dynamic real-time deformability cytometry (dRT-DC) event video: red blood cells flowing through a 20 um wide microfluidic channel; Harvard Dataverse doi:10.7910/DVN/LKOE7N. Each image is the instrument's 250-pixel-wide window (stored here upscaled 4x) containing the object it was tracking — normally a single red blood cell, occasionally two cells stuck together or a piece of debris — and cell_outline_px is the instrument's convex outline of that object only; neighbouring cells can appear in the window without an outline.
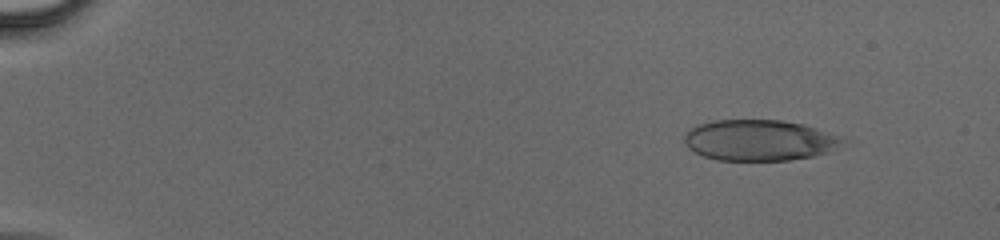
{"species": "human", "species_latin": "Homo sapiens", "temperature_condition": "cold", "stored_images_in_passage": 42, "camera_frame_rate_fps": 3000, "um_per_image_px": 0.085, "donor": {"sex": "male"}, "frame": {"image": 1, "passage_image": 1, "time_ms": 0.0, "image_size_px": [1000, 240], "cell_outline_px": [[848, 140], [824, 152], [812, 156], [788, 160], [716, 160], [704, 156], [688, 148], [684, 140], [684, 136], [696, 124], [712, 120], [780, 120], [804, 124], [848, 136]], "centroid_in_image_um": [64.58, 11.9], "position_along_channel_um": 20.4, "area_um2": 37.92}}
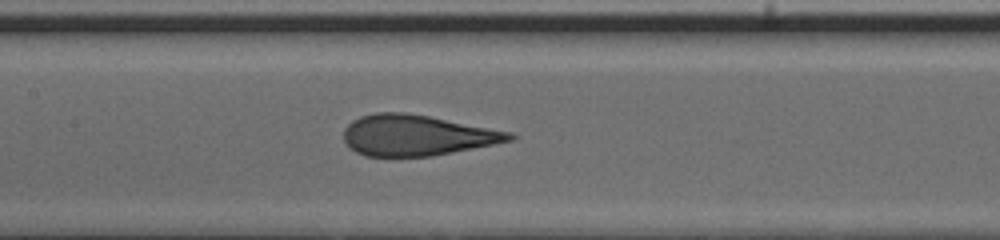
{"frame": {"image": 2, "passage_image": 20, "time_ms": 6.333, "image_size_px": [1000, 240], "cell_outline_px": [[516, 136], [512, 140], [432, 156], [364, 156], [348, 148], [344, 140], [344, 128], [352, 120], [360, 116], [376, 112], [404, 112], [428, 116], [512, 132]], "centroid_in_image_um": [35.37, 11.49], "position_along_channel_um": 172.0, "area_um2": 39.19}}
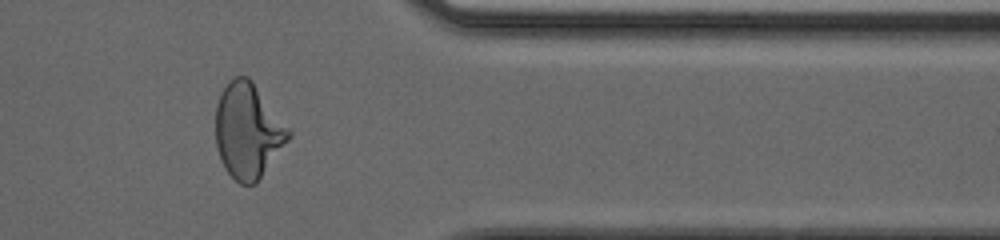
{"frame": {"image": 3, "passage_image": 35, "time_ms": 11.333, "image_size_px": [1000, 240], "cell_outline_px": [[292, 136], [256, 184], [240, 184], [224, 168], [220, 160], [216, 148], [216, 104], [220, 92], [228, 80], [236, 76], [248, 76], [252, 80], [292, 128]], "centroid_in_image_um": [21.1, 11.09], "position_along_channel_um": 390.3, "area_um2": 41.21}}